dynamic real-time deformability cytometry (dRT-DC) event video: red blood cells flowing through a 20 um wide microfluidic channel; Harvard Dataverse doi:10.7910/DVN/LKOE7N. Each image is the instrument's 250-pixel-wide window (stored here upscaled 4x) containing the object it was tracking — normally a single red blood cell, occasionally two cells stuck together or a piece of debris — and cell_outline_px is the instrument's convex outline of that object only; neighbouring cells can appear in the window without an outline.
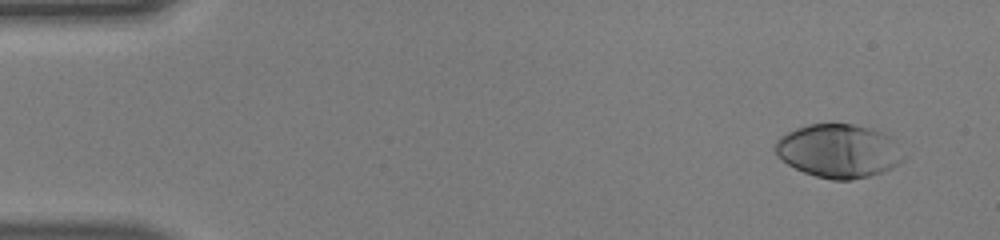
{"species": "human", "species_latin": "Homo sapiens", "temperature_condition": "warm", "stored_images_in_passage": 48, "camera_frame_rate_fps": 3000, "um_per_image_px": 0.085, "donor": {"sex": "male"}, "frame": {"image": 1, "passage_image": 2, "time_ms": 0.333, "image_size_px": [1000, 240], "cell_outline_px": [[908, 156], [904, 160], [892, 168], [868, 176], [852, 180], [832, 180], [816, 176], [804, 172], [788, 164], [776, 156], [776, 140], [780, 136], [796, 128], [808, 124], [852, 124], [868, 128], [880, 132], [888, 136]], "centroid_in_image_um": [71.29, 12.84], "position_along_channel_um": 13.7, "area_um2": 39.88}}
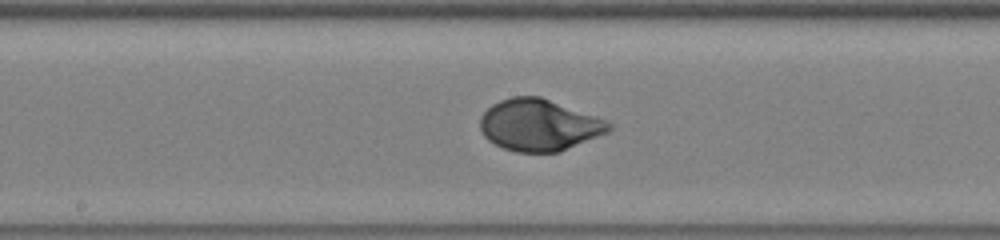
{"frame": {"image": 2, "passage_image": 25, "time_ms": 8.0, "image_size_px": [1000, 240], "cell_outline_px": [[612, 128], [608, 132], [560, 152], [516, 152], [504, 148], [488, 140], [484, 136], [480, 128], [480, 116], [492, 104], [500, 100], [512, 96], [540, 96], [596, 116], [612, 124]], "centroid_in_image_um": [45.81, 10.62], "position_along_channel_um": 202.4, "area_um2": 38.67}}
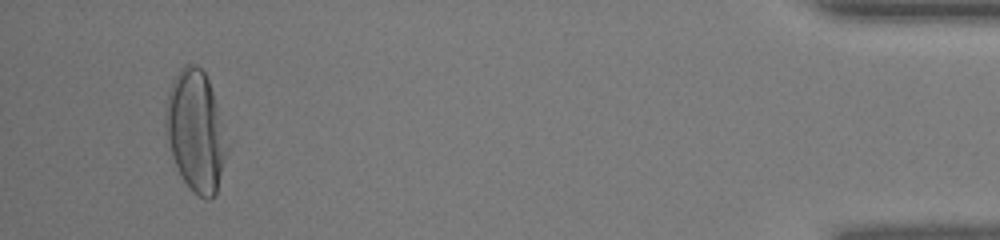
{"frame": {"image": 3, "passage_image": 46, "time_ms": 15.0, "image_size_px": [1000, 240], "cell_outline_px": [[232, 140], [216, 192], [208, 200], [204, 200], [192, 192], [184, 180], [176, 164], [164, 132], [164, 112], [168, 96], [172, 84], [180, 68], [184, 64], [196, 64], [204, 72], [208, 80]], "centroid_in_image_um": [16.69, 11.15], "position_along_channel_um": 418.5, "area_um2": 44.16}, "authors_computed_cell_mechanics": {"area_um2": 38.5237, "velocity_mm_per_s": 4.1287, "shape_relaxation_time_tau1_ms": 2.8773, "shape_relaxation_time_tau2_ms": null, "deformation_change_tau1": 0.2063, "deformation_change_tau2": null}}